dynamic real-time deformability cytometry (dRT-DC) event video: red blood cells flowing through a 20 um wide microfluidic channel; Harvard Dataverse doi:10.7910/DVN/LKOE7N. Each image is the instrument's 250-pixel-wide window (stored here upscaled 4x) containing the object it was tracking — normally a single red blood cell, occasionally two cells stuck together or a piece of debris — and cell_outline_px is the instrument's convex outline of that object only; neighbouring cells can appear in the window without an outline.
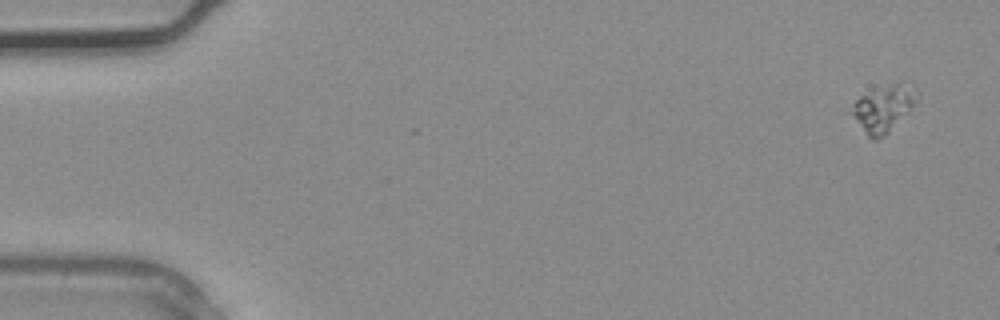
{"species": "common noctule bat (a hibernating species)", "species_latin": "Nyctalus noctula", "temperature_condition": "warm", "stored_images_in_passage": 3, "camera_frame_rate_fps": 3000, "um_per_image_px": 0.085, "animal": {"sex": "male", "body_mass_g": 20.4}, "frame": {"image": 1, "passage_image": 1, "time_ms": 0.0, "image_size_px": [1000, 320], "cell_outline_px": [[916, 100], [908, 112], [884, 136], [876, 140], [872, 140], [868, 136], [852, 112], [852, 104], [860, 96], [892, 84], [900, 84], [916, 88]], "centroid_in_image_um": [75.09, 9.25], "position_along_channel_um": 9.9, "area_um2": 16.59}}